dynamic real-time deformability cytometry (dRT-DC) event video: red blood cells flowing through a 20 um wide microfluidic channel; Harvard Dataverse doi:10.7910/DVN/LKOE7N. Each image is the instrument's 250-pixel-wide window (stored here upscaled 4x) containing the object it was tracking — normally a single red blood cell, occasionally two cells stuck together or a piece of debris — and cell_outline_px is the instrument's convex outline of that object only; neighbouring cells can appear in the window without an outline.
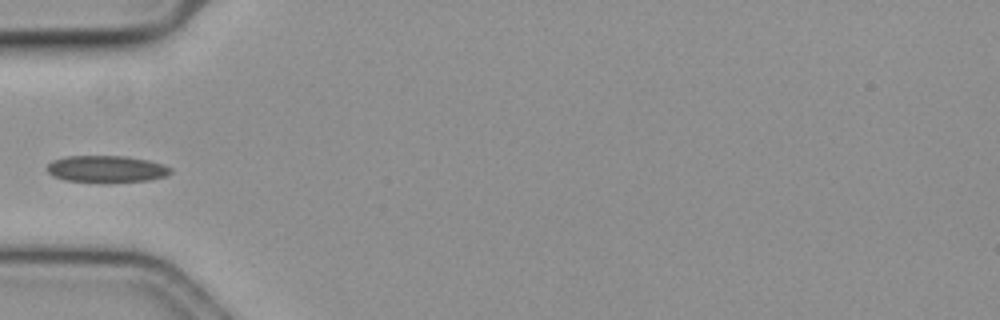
{"species": "common noctule bat (a hibernating species)", "species_latin": "Nyctalus noctula", "temperature_condition": "cold", "stored_images_in_passage": 39, "camera_frame_rate_fps": 3000, "um_per_image_px": 0.085, "animal": {"sex": "female", "body_mass_g": 19.3, "forearm_length_mm": 54.1}, "frame": {"image": 1, "passage_image": 1, "time_ms": 0.0, "image_size_px": [1000, 320], "cell_outline_px": [[172, 172], [168, 176], [148, 180], [112, 184], [64, 180], [52, 176], [44, 168], [52, 160], [64, 156], [128, 156], [148, 160], [164, 164], [172, 168]], "centroid_in_image_um": [9.05, 14.38], "position_along_channel_um": 75.9, "area_um2": 20.11}}
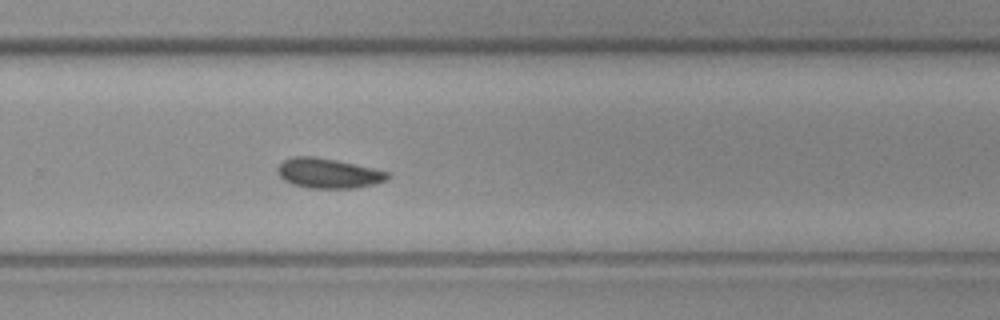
{"frame": {"image": 2, "passage_image": 20, "time_ms": 6.333, "image_size_px": [1000, 320], "cell_outline_px": [[392, 176], [384, 180], [372, 184], [356, 188], [308, 188], [292, 184], [284, 180], [280, 176], [276, 168], [284, 160], [292, 156], [316, 156], [336, 160], [372, 168], [388, 172]], "centroid_in_image_um": [27.87, 14.72], "position_along_channel_um": 301.9, "area_um2": 19.07}}
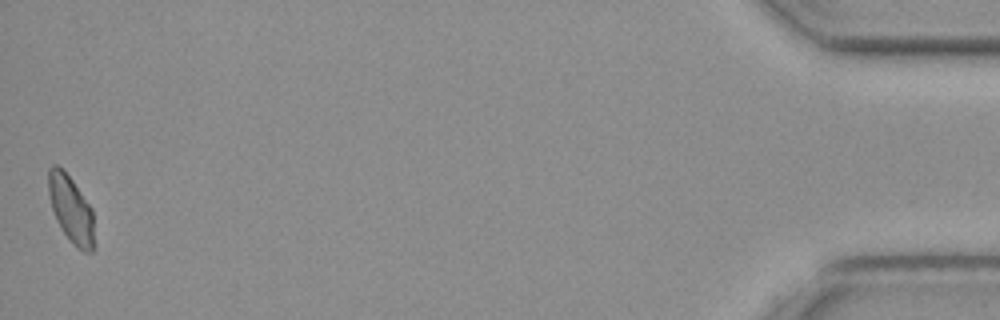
{"frame": {"image": 3, "passage_image": 39, "time_ms": 12.667, "image_size_px": [1000, 320], "cell_outline_px": [[92, 252], [84, 252], [76, 248], [72, 244], [60, 228], [56, 220], [52, 208], [48, 192], [48, 168], [52, 164], [56, 164], [72, 180], [92, 208]], "centroid_in_image_um": [5.99, 17.78], "position_along_channel_um": 429.2, "area_um2": 17.57}}